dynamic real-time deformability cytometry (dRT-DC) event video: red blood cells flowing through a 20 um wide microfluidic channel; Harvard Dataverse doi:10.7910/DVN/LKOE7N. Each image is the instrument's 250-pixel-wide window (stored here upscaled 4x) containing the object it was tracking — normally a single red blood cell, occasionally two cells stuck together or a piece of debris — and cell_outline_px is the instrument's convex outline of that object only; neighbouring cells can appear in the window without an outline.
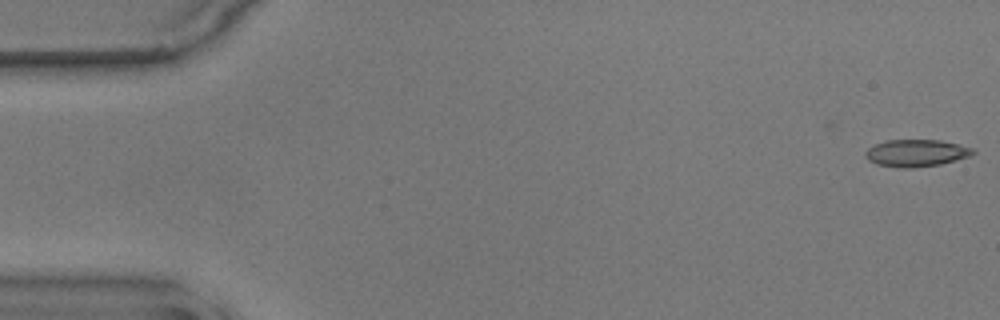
{"species": "common noctule bat (a hibernating species)", "species_latin": "Nyctalus noctula", "temperature_condition": "warm", "stored_images_in_passage": 34, "camera_frame_rate_fps": 3000, "um_per_image_px": 0.085, "animal": {"sex": "male", "body_mass_g": 17.9}, "frame": {"image": 1, "passage_image": 1, "time_ms": 0.0, "image_size_px": [1000, 320], "cell_outline_px": [[976, 152], [968, 156], [940, 164], [912, 168], [900, 168], [876, 164], [868, 160], [864, 156], [864, 152], [868, 148], [876, 144], [888, 140], [940, 140], [976, 148]], "centroid_in_image_um": [77.87, 13.01], "position_along_channel_um": 7.1, "area_um2": 16.99}}
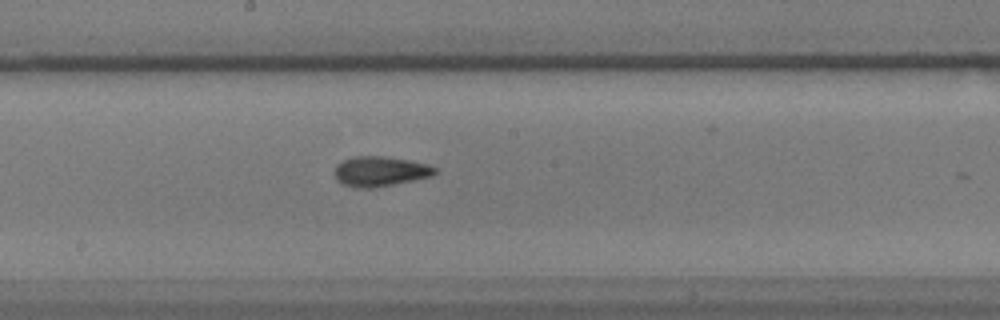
{"frame": {"image": 2, "passage_image": 30, "time_ms": 9.667, "image_size_px": [1000, 320], "cell_outline_px": [[440, 172], [432, 176], [376, 188], [360, 188], [344, 184], [336, 180], [336, 164], [344, 160], [356, 156], [384, 156], [408, 160], [428, 164], [440, 168]], "centroid_in_image_um": [32.39, 14.56], "position_along_channel_um": 215.8, "area_um2": 17.63}}
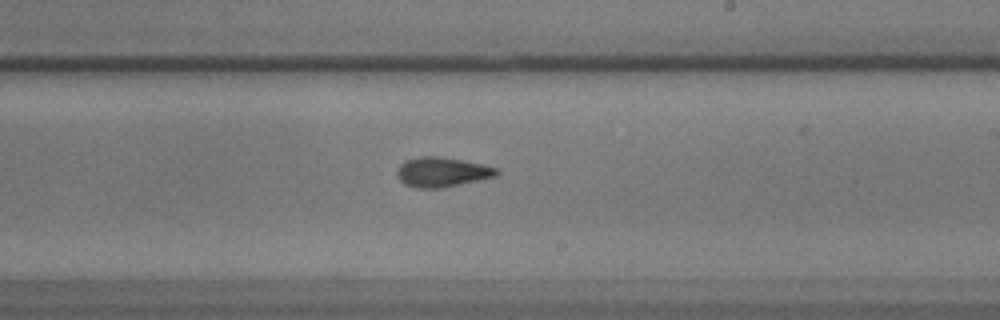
{"frame": {"image": 3, "passage_image": 33, "time_ms": 10.667, "image_size_px": [1000, 320], "cell_outline_px": [[500, 172], [496, 176], [444, 188], [416, 188], [404, 184], [396, 176], [396, 172], [400, 164], [404, 160], [420, 156], [436, 156], [460, 160], [480, 164], [496, 168]], "centroid_in_image_um": [37.52, 14.63], "position_along_channel_um": 251.5, "area_um2": 17.22}}